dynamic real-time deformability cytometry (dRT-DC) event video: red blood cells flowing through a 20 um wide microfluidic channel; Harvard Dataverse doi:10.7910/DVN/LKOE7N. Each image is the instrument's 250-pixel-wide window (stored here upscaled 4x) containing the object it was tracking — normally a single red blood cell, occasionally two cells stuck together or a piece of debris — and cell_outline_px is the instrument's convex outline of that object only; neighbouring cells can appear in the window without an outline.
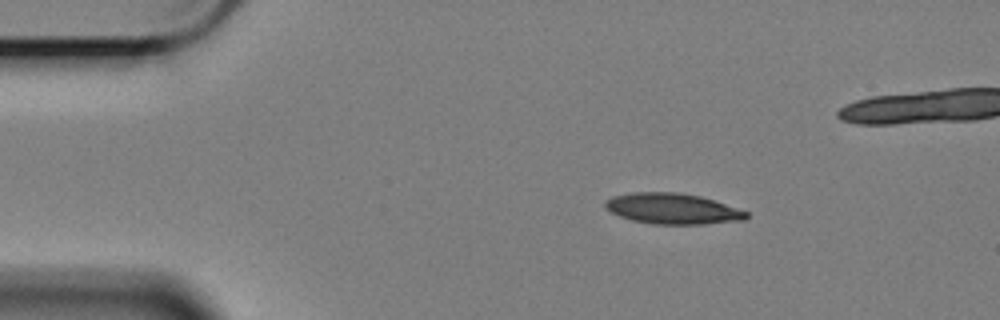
{"species": "Egyptian fruit bat (a non-hibernating species)", "species_latin": "Rousettus aegyptiacus", "temperature_condition": "cold", "stored_images_in_passage": 51, "camera_frame_rate_fps": 3000, "um_per_image_px": 0.085, "animal": {"sex": "female"}, "frame": {"image": 1, "passage_image": 1, "time_ms": 0.0, "image_size_px": [1000, 320], "cell_outline_px": [[748, 216], [744, 220], [704, 224], [656, 224], [632, 220], [620, 216], [604, 208], [604, 200], [612, 196], [632, 192], [676, 192], [700, 196], [748, 212]], "centroid_in_image_um": [57.11, 17.73], "position_along_channel_um": 27.9, "area_um2": 25.14}}
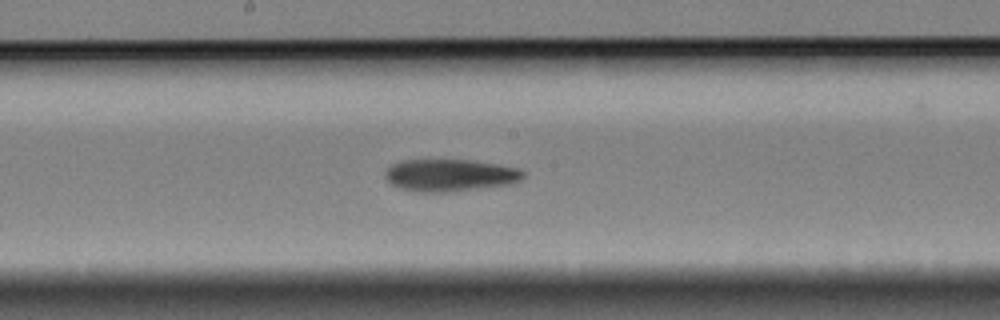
{"frame": {"image": 2, "passage_image": 22, "time_ms": 7.0, "image_size_px": [1000, 320], "cell_outline_px": [[524, 176], [520, 180], [508, 184], [448, 192], [420, 192], [400, 188], [392, 184], [384, 176], [384, 172], [392, 164], [400, 160], [472, 160], [500, 164], [520, 168], [524, 172]], "centroid_in_image_um": [38.24, 14.88], "position_along_channel_um": 210.0, "area_um2": 25.89}}
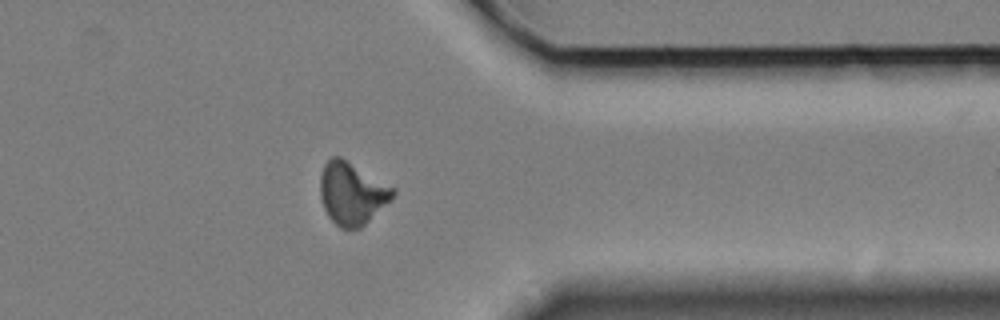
{"frame": {"image": 3, "passage_image": 38, "time_ms": 12.333, "image_size_px": [1000, 320], "cell_outline_px": [[396, 192], [360, 228], [340, 228], [328, 216], [324, 208], [320, 196], [320, 176], [324, 164], [332, 156], [340, 156], [396, 188]], "centroid_in_image_um": [29.88, 16.4], "position_along_channel_um": 381.5, "area_um2": 26.01}}